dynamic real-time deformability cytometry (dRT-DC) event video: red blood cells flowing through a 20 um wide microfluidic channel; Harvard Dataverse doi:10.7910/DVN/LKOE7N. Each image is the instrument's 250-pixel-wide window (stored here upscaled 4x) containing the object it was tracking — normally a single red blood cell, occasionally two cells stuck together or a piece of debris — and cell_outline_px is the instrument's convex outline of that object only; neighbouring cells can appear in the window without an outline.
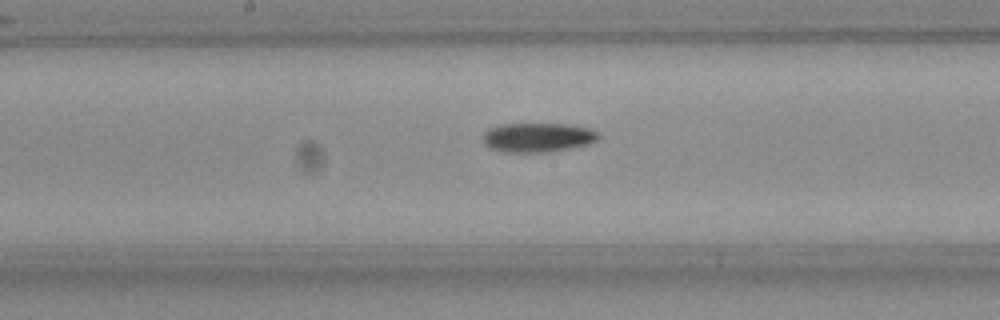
{"species": "Egyptian fruit bat (a non-hibernating species)", "species_latin": "Rousettus aegyptiacus", "temperature_condition": "room temperature", "stored_images_in_passage": 38, "camera_frame_rate_fps": 3000, "um_per_image_px": 0.085, "frame": {"image": 1, "passage_image": 22, "time_ms": 7.0, "image_size_px": [1000, 320], "cell_outline_px": [[600, 136], [596, 140], [588, 144], [572, 148], [544, 152], [508, 152], [492, 148], [484, 144], [484, 132], [488, 128], [500, 124], [568, 124], [588, 128], [600, 132]], "centroid_in_image_um": [45.73, 11.67], "position_along_channel_um": 202.5, "area_um2": 19.65}}
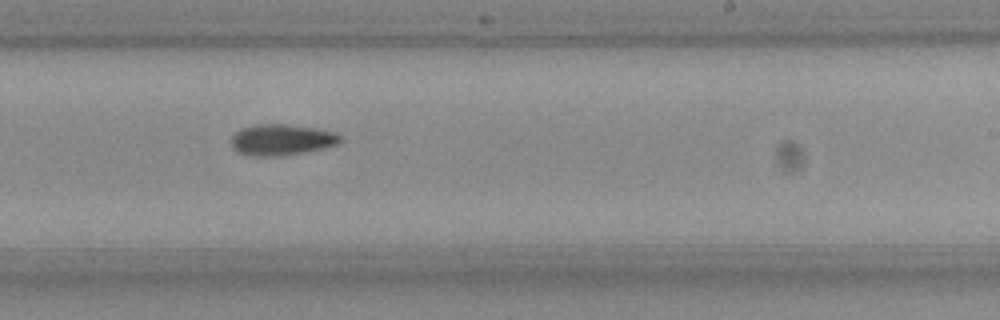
{"frame": {"image": 2, "passage_image": 27, "time_ms": 8.667, "image_size_px": [1000, 320], "cell_outline_px": [[344, 140], [336, 144], [324, 148], [300, 152], [272, 156], [252, 156], [240, 152], [232, 148], [232, 136], [240, 128], [252, 124], [288, 124], [316, 128], [336, 132], [344, 136]], "centroid_in_image_um": [23.96, 11.85], "position_along_channel_um": 265.0, "area_um2": 19.77}}